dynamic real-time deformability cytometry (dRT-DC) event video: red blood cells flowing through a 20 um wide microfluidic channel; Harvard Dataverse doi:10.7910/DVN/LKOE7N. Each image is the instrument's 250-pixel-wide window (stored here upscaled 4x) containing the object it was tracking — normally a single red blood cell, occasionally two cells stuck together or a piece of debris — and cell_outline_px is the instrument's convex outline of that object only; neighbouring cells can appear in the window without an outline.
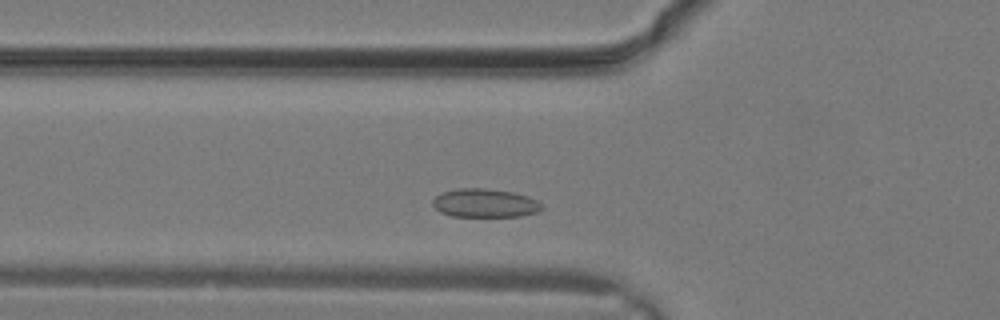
{"species": "common noctule bat (a hibernating species)", "species_latin": "Nyctalus noctula", "temperature_condition": "warm", "stored_images_in_passage": 24, "camera_frame_rate_fps": 3000, "um_per_image_px": 0.085, "animal": {"sex": "male", "body_mass_g": 19.2, "forearm_length_mm": 51.8}, "frame": {"image": 1, "passage_image": 4, "time_ms": 1.0, "image_size_px": [1000, 320], "cell_outline_px": [[544, 208], [536, 212], [520, 216], [452, 216], [440, 212], [432, 204], [432, 200], [440, 192], [456, 188], [484, 188], [512, 192], [528, 196], [536, 200]], "centroid_in_image_um": [41.18, 17.25], "position_along_channel_um": 84.6, "area_um2": 18.15}}
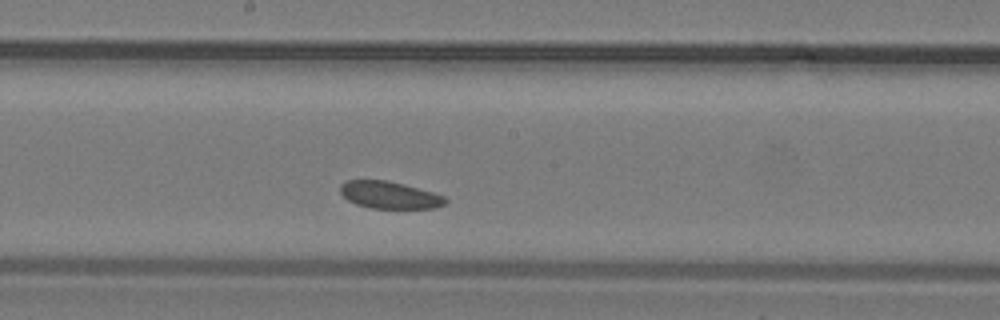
{"frame": {"image": 2, "passage_image": 10, "time_ms": 3.0, "image_size_px": [1000, 320], "cell_outline_px": [[448, 200], [444, 204], [436, 208], [372, 208], [356, 204], [348, 200], [340, 192], [340, 184], [344, 180], [388, 180], [404, 184], [432, 192], [444, 196]], "centroid_in_image_um": [33.09, 16.57], "position_along_channel_um": 215.1, "area_um2": 16.65}}
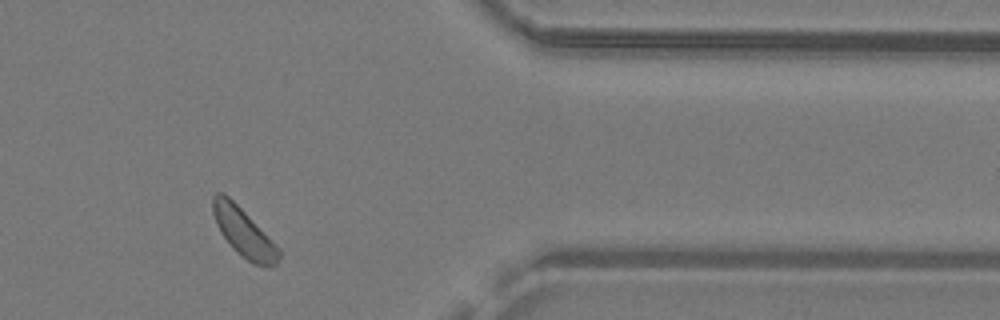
{"frame": {"image": 3, "passage_image": 19, "time_ms": 6.0, "image_size_px": [1000, 320], "cell_outline_px": [[280, 260], [276, 264], [252, 264], [236, 252], [232, 248], [220, 232], [216, 224], [212, 212], [212, 196], [216, 192], [224, 192], [280, 248]], "centroid_in_image_um": [20.68, 19.74], "position_along_channel_um": 390.7, "area_um2": 18.38}}